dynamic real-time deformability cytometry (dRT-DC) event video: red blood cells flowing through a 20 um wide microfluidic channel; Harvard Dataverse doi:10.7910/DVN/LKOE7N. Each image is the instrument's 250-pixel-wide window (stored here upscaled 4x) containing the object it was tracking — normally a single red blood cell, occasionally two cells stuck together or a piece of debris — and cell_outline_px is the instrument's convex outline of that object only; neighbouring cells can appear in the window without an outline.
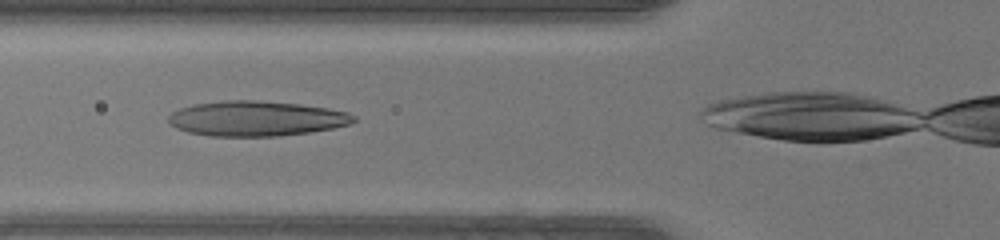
{"species": "human", "species_latin": "Homo sapiens", "temperature_condition": "warm", "stored_images_in_passage": 28, "camera_frame_rate_fps": 3000, "um_per_image_px": 0.085, "donor": {"sex": "female"}, "frame": {"image": 1, "passage_image": 7, "time_ms": 2.0, "image_size_px": [1000, 240], "cell_outline_px": [[356, 120], [348, 124], [332, 128], [308, 132], [280, 136], [208, 136], [188, 132], [176, 128], [168, 120], [168, 116], [172, 112], [180, 108], [192, 104], [224, 100], [256, 100], [300, 104], [328, 108], [348, 112], [356, 116]], "centroid_in_image_um": [21.76, 10.07], "position_along_channel_um": 104.0, "area_um2": 37.92}}
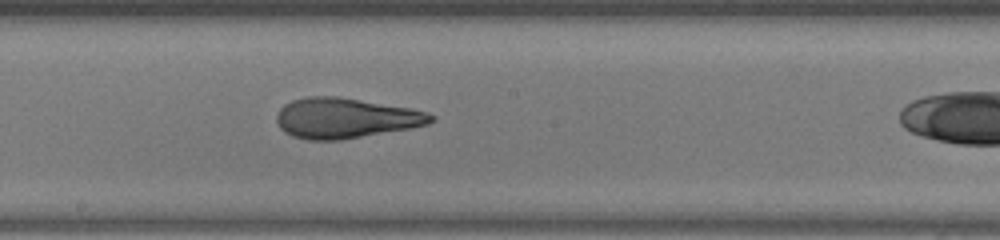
{"frame": {"image": 2, "passage_image": 15, "time_ms": 4.667, "image_size_px": [1000, 240], "cell_outline_px": [[436, 120], [428, 124], [412, 128], [340, 140], [308, 140], [292, 136], [284, 132], [280, 128], [276, 120], [276, 116], [280, 108], [284, 104], [292, 100], [308, 96], [336, 96], [412, 108], [436, 116]], "centroid_in_image_um": [29.36, 10.04], "position_along_channel_um": 218.8, "area_um2": 36.36}}
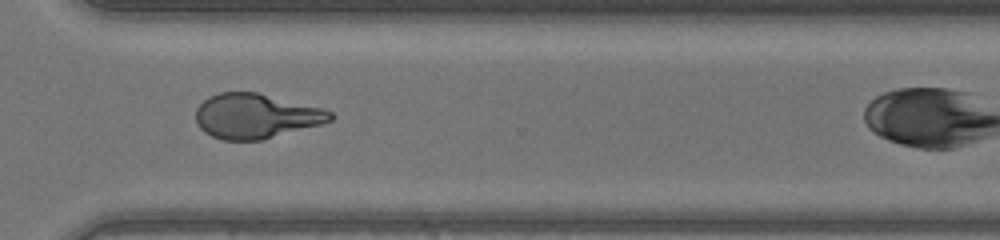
{"frame": {"image": 3, "passage_image": 24, "time_ms": 7.667, "image_size_px": [1000, 240], "cell_outline_px": [[336, 116], [332, 120], [320, 124], [260, 140], [224, 140], [212, 136], [204, 132], [200, 128], [196, 120], [196, 108], [208, 96], [220, 92], [256, 92], [324, 108], [332, 112]], "centroid_in_image_um": [21.74, 9.85], "position_along_channel_um": 348.9, "area_um2": 34.97}}